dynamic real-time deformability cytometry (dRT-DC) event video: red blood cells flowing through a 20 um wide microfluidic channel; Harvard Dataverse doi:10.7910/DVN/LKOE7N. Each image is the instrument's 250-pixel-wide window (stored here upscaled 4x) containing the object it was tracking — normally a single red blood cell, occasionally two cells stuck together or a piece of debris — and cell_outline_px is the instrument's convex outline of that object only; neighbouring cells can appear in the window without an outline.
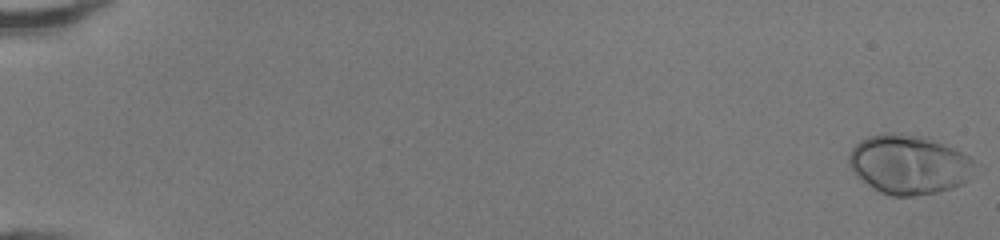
{"species": "human", "species_latin": "Homo sapiens", "temperature_condition": "room temperature", "stored_images_in_passage": 50, "camera_frame_rate_fps": 3000, "um_per_image_px": 0.085, "donor": {"sex": "female"}, "frame": {"image": 1, "passage_image": 1, "time_ms": 0.0, "image_size_px": [1000, 240], "cell_outline_px": [[972, 160], [968, 180], [952, 188], [936, 192], [916, 196], [892, 196], [880, 192], [856, 176], [848, 164], [848, 156], [852, 148], [860, 140], [868, 136], [884, 132], [892, 132], [920, 136], [952, 148], [968, 156]], "centroid_in_image_um": [77.17, 13.98], "position_along_channel_um": 7.8, "area_um2": 42.83}}
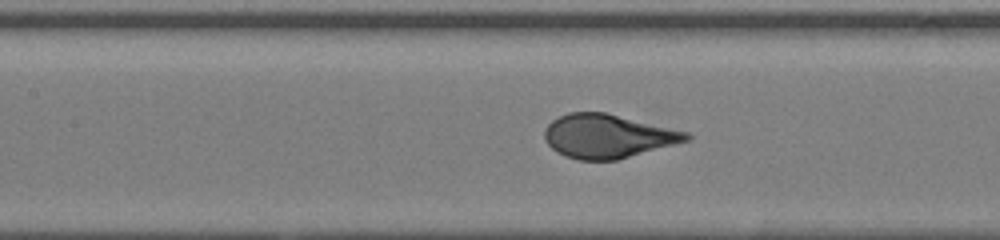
{"frame": {"image": 2, "passage_image": 25, "time_ms": 8.0, "image_size_px": [1000, 240], "cell_outline_px": [[696, 136], [692, 140], [616, 160], [576, 160], [564, 156], [556, 152], [544, 140], [544, 128], [552, 120], [568, 112], [604, 112], [688, 132]], "centroid_in_image_um": [51.67, 11.58], "position_along_channel_um": 155.7, "area_um2": 36.36}}
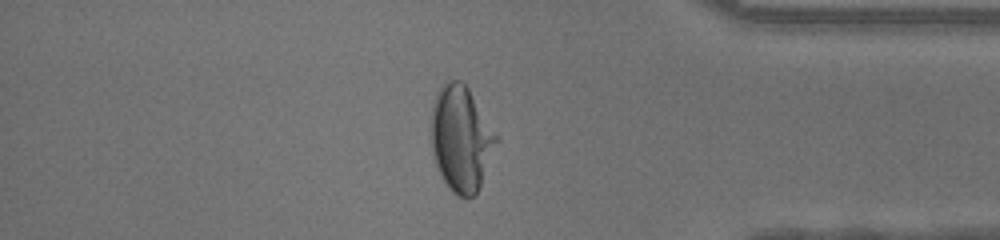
{"frame": {"image": 3, "passage_image": 43, "time_ms": 14.0, "image_size_px": [1000, 240], "cell_outline_px": [[500, 140], [480, 184], [476, 192], [472, 196], [456, 196], [448, 188], [440, 176], [436, 168], [432, 152], [428, 120], [432, 104], [436, 92], [448, 80], [460, 80], [468, 88], [500, 136]], "centroid_in_image_um": [39.17, 11.76], "position_along_channel_um": 396.0, "area_um2": 41.04}}